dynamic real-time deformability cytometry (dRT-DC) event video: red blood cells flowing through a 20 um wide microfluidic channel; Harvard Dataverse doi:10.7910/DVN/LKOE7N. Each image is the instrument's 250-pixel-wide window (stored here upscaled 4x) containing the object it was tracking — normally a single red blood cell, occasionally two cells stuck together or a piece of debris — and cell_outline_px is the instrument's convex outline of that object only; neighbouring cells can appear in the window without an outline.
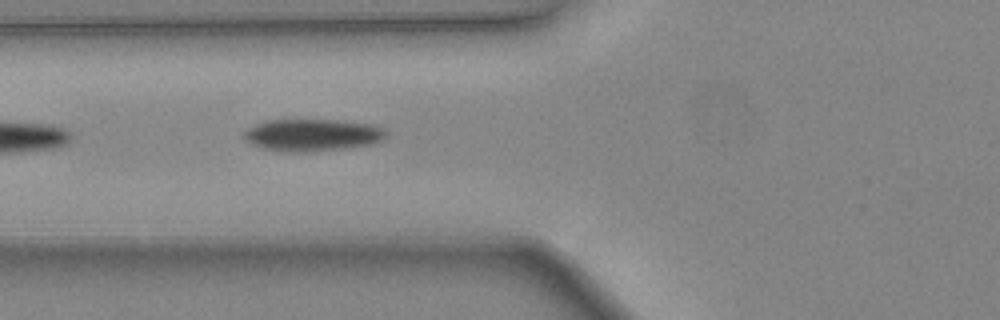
{"species": "common noctule bat (a hibernating species)", "species_latin": "Nyctalus noctula", "temperature_condition": "warm", "stored_images_in_passage": 28, "camera_frame_rate_fps": 3000, "um_per_image_px": 0.085, "animal": {"sex": "female", "body_mass_g": 24.6, "forearm_length_mm": 56.2}, "frame": {"image": 1, "passage_image": 19, "time_ms": 6.0, "image_size_px": [1000, 320], "cell_outline_px": [[388, 132], [380, 140], [372, 144], [344, 148], [280, 152], [264, 148], [252, 144], [244, 136], [244, 132], [248, 128], [256, 124], [268, 120], [344, 120], [372, 124], [384, 128]], "centroid_in_image_um": [26.58, 11.45], "position_along_channel_um": 99.2, "area_um2": 26.18}}